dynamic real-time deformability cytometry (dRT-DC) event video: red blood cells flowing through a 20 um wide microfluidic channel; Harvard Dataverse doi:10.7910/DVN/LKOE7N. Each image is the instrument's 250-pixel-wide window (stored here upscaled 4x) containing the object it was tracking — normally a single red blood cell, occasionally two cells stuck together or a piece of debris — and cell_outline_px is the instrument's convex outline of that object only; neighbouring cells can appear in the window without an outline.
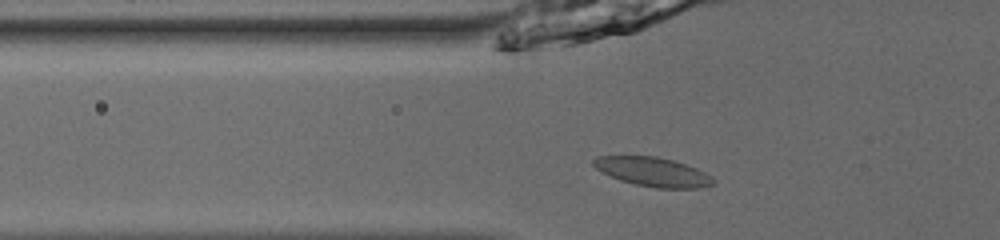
{"species": "common noctule bat (a hibernating species)", "species_latin": "Nyctalus noctula", "temperature_condition": "room temperature", "stored_images_in_passage": 54, "camera_frame_rate_fps": 3000, "um_per_image_px": 0.085, "animal": {"sex": "male", "body_mass_g": 13.0, "forearm_length_mm": 53.1}, "frame": {"image": 1, "passage_image": 20, "time_ms": 6.333, "image_size_px": [1000, 240], "cell_outline_px": [[716, 184], [700, 188], [656, 188], [636, 184], [620, 180], [596, 168], [592, 164], [592, 160], [596, 156], [656, 156], [672, 160], [696, 168], [712, 176]], "centroid_in_image_um": [55.52, 14.61], "position_along_channel_um": 70.3, "area_um2": 20.17}}
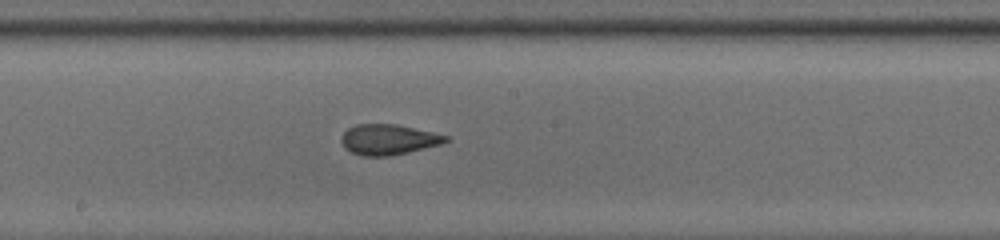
{"frame": {"image": 2, "passage_image": 31, "time_ms": 10.0, "image_size_px": [1000, 240], "cell_outline_px": [[452, 140], [440, 144], [408, 152], [388, 156], [360, 156], [344, 148], [340, 140], [340, 136], [348, 128], [356, 124], [396, 124], [432, 132], [448, 136]], "centroid_in_image_um": [32.98, 11.86], "position_along_channel_um": 215.2, "area_um2": 18.55}}
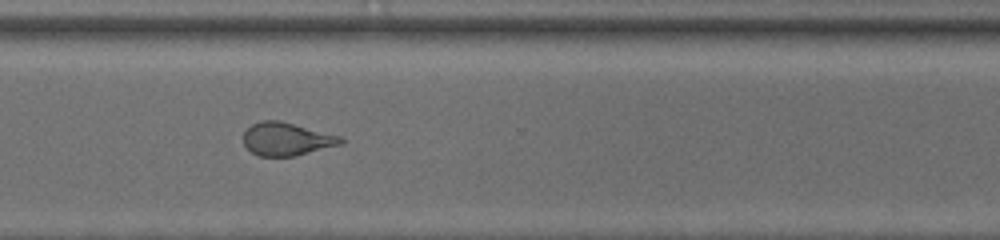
{"frame": {"image": 3, "passage_image": 41, "time_ms": 13.333, "image_size_px": [1000, 240], "cell_outline_px": [[344, 144], [296, 156], [260, 156], [252, 152], [244, 144], [244, 132], [252, 124], [264, 120], [280, 120], [344, 136]], "centroid_in_image_um": [24.44, 11.81], "position_along_channel_um": 346.2, "area_um2": 19.02}}